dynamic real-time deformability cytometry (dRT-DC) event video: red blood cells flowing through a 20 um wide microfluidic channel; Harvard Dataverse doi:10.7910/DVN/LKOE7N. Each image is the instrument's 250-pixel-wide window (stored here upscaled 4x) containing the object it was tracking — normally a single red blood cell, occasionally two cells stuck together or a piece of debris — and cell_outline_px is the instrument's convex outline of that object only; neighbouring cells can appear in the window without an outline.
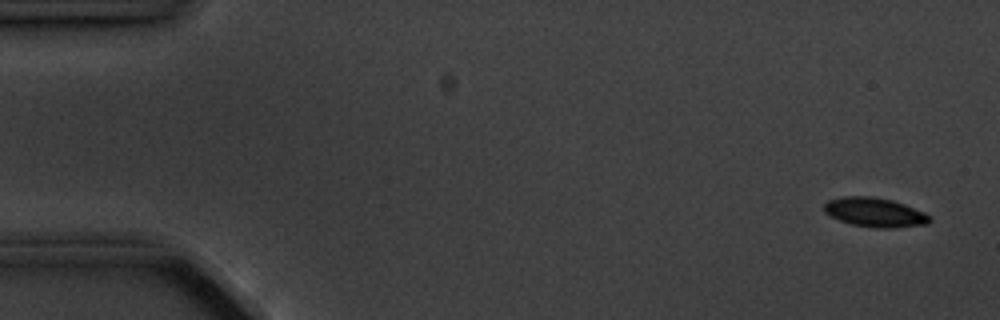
{"species": "common noctule bat (a hibernating species)", "species_latin": "Nyctalus noctula", "temperature_condition": "cold", "stored_images_in_passage": 6, "camera_frame_rate_fps": 3000, "um_per_image_px": 0.085, "animal": {"sex": "male", "body_mass_g": 20.1, "forearm_length_mm": 53.5}, "frame": {"image": 1, "passage_image": 1, "time_ms": 0.0, "image_size_px": [1000, 320], "cell_outline_px": [[932, 220], [928, 224], [896, 228], [876, 228], [852, 224], [840, 220], [824, 212], [824, 204], [828, 200], [844, 196], [872, 196], [892, 200], [904, 204], [924, 212]], "centroid_in_image_um": [74.37, 18.05], "position_along_channel_um": 10.6, "area_um2": 17.98}}